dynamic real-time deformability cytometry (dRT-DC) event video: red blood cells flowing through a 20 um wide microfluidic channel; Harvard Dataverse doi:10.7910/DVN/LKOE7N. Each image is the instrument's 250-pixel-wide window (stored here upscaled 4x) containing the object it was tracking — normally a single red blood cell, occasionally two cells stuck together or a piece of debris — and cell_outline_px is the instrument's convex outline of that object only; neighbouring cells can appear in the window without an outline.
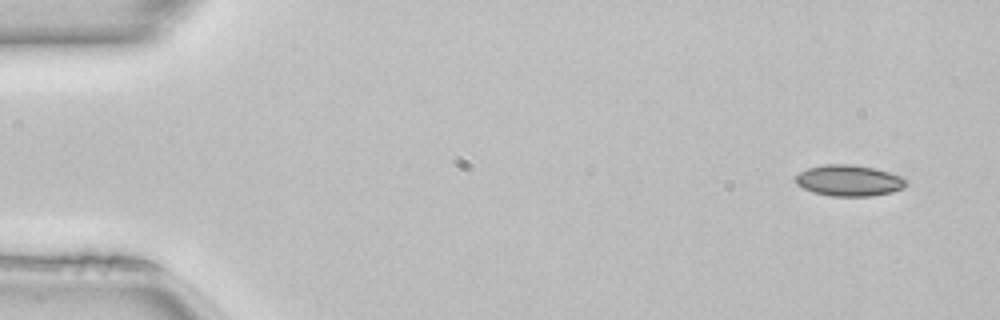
{"species": "common noctule bat (a hibernating species)", "species_latin": "Nyctalus noctula", "temperature_condition": "room temperature", "stored_images_in_passage": 48, "camera_frame_rate_fps": 3000, "um_per_image_px": 0.085, "animal": {"sex": "female", "body_mass_g": 22.7, "forearm_length_mm": 54.2}, "frame": {"image": 1, "passage_image": 1, "time_ms": 0.0, "image_size_px": [1000, 320], "cell_outline_px": [[908, 184], [904, 188], [892, 192], [872, 196], [832, 196], [816, 192], [804, 188], [796, 184], [796, 176], [800, 172], [808, 168], [824, 164], [852, 164], [872, 168], [904, 176], [908, 180]], "centroid_in_image_um": [72.23, 15.34], "position_along_channel_um": 12.8, "area_um2": 20.06}}
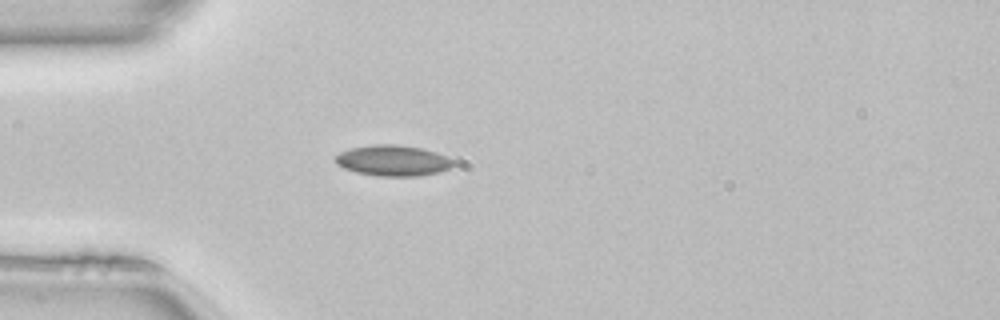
{"frame": {"image": 2, "passage_image": 12, "time_ms": 3.667, "image_size_px": [1000, 320], "cell_outline_px": [[452, 164], [448, 168], [440, 172], [420, 176], [376, 176], [356, 172], [344, 168], [336, 164], [336, 156], [340, 152], [352, 148], [372, 144], [396, 144], [420, 148], [436, 152], [452, 160]], "centroid_in_image_um": [33.37, 13.65], "position_along_channel_um": 51.6, "area_um2": 20.98}}
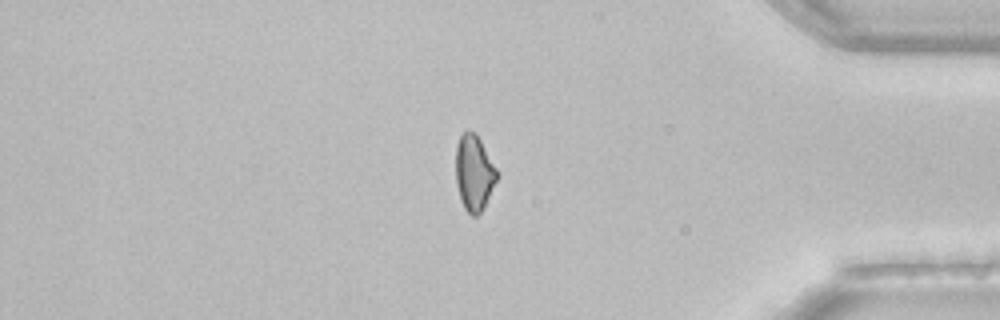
{"frame": {"image": 3, "passage_image": 40, "time_ms": 13.0, "image_size_px": [1000, 320], "cell_outline_px": [[496, 180], [484, 208], [476, 216], [472, 216], [464, 208], [460, 200], [456, 184], [456, 144], [460, 136], [468, 128], [476, 132], [496, 168]], "centroid_in_image_um": [40.27, 14.67], "position_along_channel_um": 394.9, "area_um2": 18.15}, "authors_computed_cell_mechanics": {"area_um2": 19.2474, "velocity_mm_per_s": 4.1039, "shape_relaxation_time_tau1_ms": 6.8758, "shape_relaxation_time_tau2_ms": 7.2084, "deformation_change_tau1": 0.1171, "deformation_change_tau2": 0.1229}}